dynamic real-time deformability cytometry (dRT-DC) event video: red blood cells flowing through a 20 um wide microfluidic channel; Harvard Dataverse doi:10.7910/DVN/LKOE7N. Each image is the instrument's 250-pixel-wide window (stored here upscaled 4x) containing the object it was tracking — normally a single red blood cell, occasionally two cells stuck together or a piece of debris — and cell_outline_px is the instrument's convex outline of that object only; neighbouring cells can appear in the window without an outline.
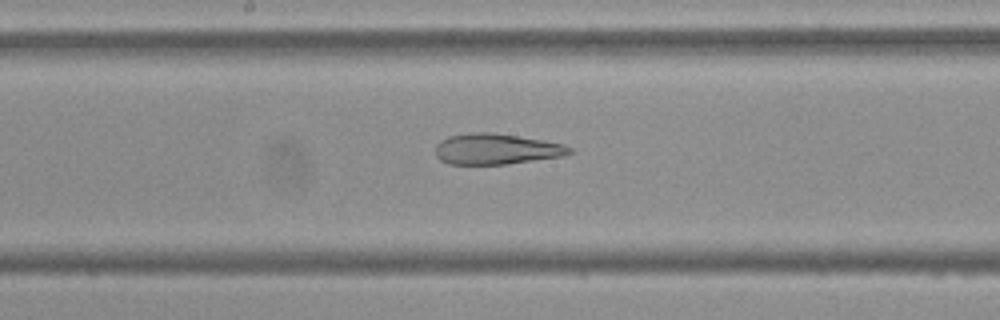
{"species": "Egyptian fruit bat (a non-hibernating species)", "species_latin": "Rousettus aegyptiacus", "temperature_condition": "cold", "stored_images_in_passage": 48, "camera_frame_rate_fps": 3000, "um_per_image_px": 0.085, "frame": {"image": 1, "passage_image": 22, "time_ms": 7.0, "image_size_px": [1000, 320], "cell_outline_px": [[572, 152], [564, 156], [508, 164], [448, 164], [440, 160], [436, 156], [436, 144], [440, 140], [448, 136], [472, 132], [492, 132], [564, 144], [572, 148]], "centroid_in_image_um": [42.16, 12.67], "position_along_channel_um": 206.0, "area_um2": 24.04}}
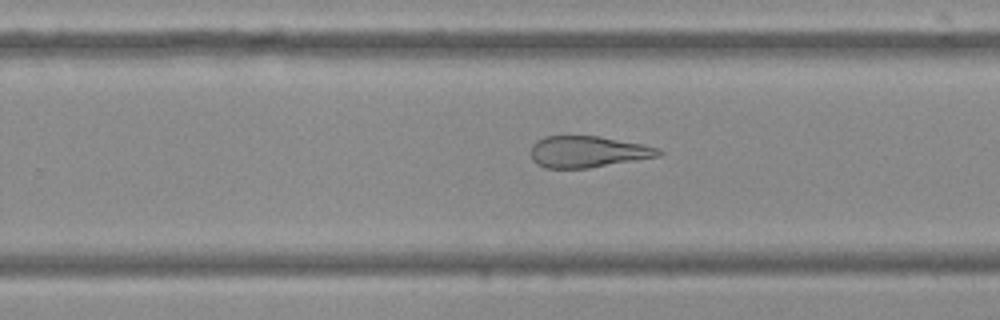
{"frame": {"image": 2, "passage_image": 28, "time_ms": 9.0, "image_size_px": [1000, 320], "cell_outline_px": [[664, 152], [660, 156], [588, 168], [544, 168], [536, 164], [532, 160], [528, 152], [532, 144], [536, 140], [544, 136], [600, 136], [644, 144], [660, 148]], "centroid_in_image_um": [49.93, 12.89], "position_along_channel_um": 279.9, "area_um2": 23.81}}
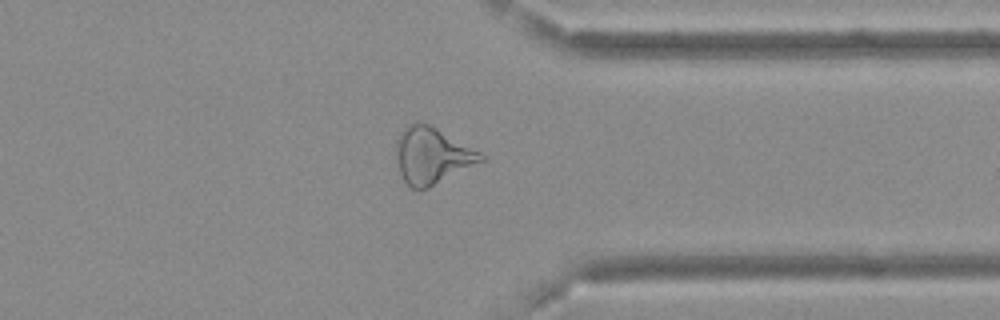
{"frame": {"image": 3, "passage_image": 36, "time_ms": 11.667, "image_size_px": [1000, 320], "cell_outline_px": [[484, 160], [420, 192], [412, 188], [404, 180], [400, 172], [396, 160], [396, 140], [400, 132], [408, 124], [416, 120], [420, 120], [436, 128], [480, 152], [484, 156]], "centroid_in_image_um": [36.66, 13.22], "position_along_channel_um": 374.7, "area_um2": 27.74}, "authors_computed_cell_mechanics": {"area_um2": 28.7266, "velocity_mm_per_s": 3.7016, "shape_relaxation_time_tau1_ms": null, "shape_relaxation_time_tau2_ms": 3.4348, "deformation_change_tau1": null, "deformation_change_tau2": 0.1389}}